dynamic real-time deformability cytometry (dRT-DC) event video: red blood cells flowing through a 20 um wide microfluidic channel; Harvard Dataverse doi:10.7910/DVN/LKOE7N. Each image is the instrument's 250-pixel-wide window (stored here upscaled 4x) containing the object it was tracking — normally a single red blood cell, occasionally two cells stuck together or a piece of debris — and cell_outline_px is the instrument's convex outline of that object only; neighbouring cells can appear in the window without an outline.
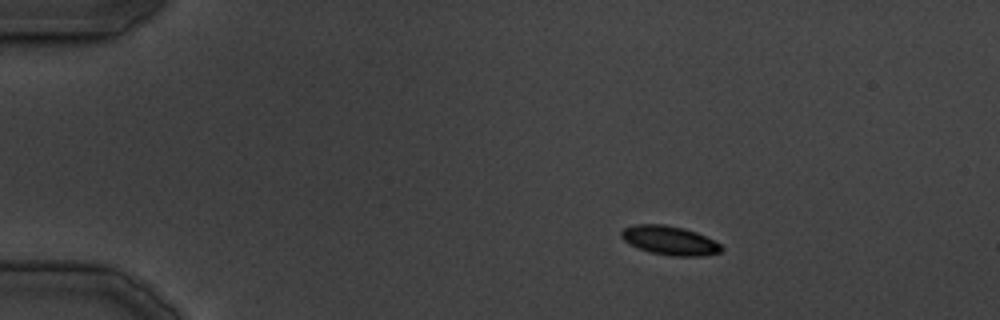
{"species": "common noctule bat (a hibernating species)", "species_latin": "Nyctalus noctula", "temperature_condition": "cold", "stored_images_in_passage": 13, "camera_frame_rate_fps": 3000, "um_per_image_px": 0.085, "animal": {"sex": "male", "body_mass_g": 19.5, "forearm_length_mm": 54.6}, "frame": {"image": 1, "passage_image": 1, "time_ms": 0.0, "image_size_px": [1000, 320], "cell_outline_px": [[724, 248], [720, 252], [708, 256], [672, 256], [652, 252], [640, 248], [624, 240], [620, 236], [620, 232], [624, 228], [632, 224], [664, 224], [684, 228], [696, 232], [720, 244]], "centroid_in_image_um": [56.94, 20.43], "position_along_channel_um": 28.1, "area_um2": 16.82}}
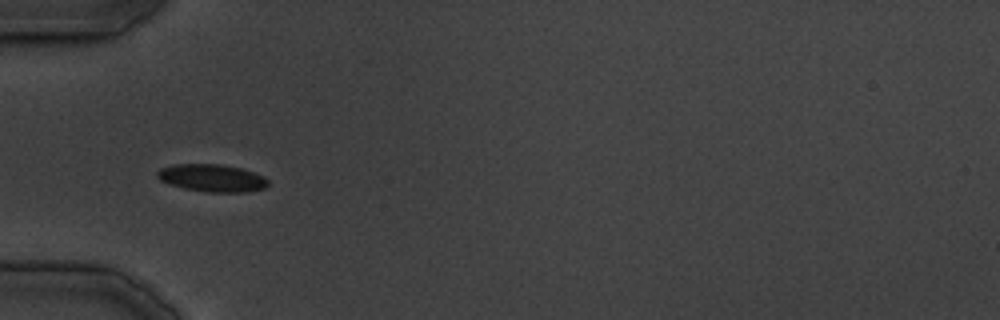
{"frame": {"image": 2, "passage_image": 7, "time_ms": 7.667, "image_size_px": [1000, 320], "cell_outline_px": [[268, 184], [264, 188], [248, 192], [208, 192], [184, 188], [168, 184], [160, 180], [156, 176], [156, 172], [160, 168], [172, 164], [220, 164], [240, 168], [264, 176], [268, 180]], "centroid_in_image_um": [17.99, 15.13], "position_along_channel_um": 67.0, "area_um2": 17.8}}
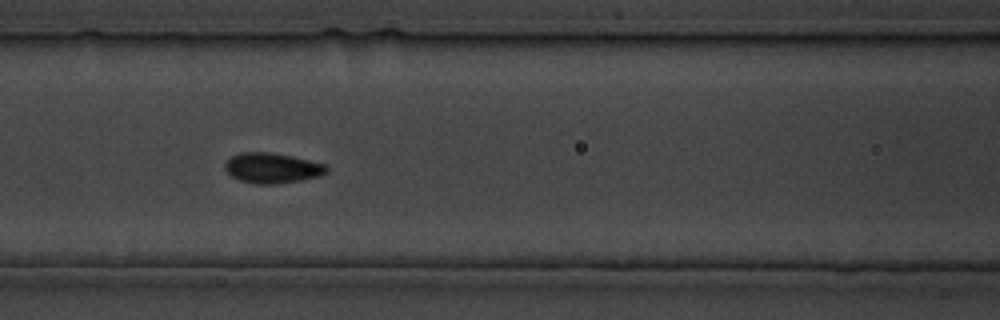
{"frame": {"image": 3, "passage_image": 11, "time_ms": 13.0, "image_size_px": [1000, 320], "cell_outline_px": [[328, 172], [320, 176], [300, 180], [276, 184], [256, 184], [240, 180], [232, 176], [224, 168], [224, 160], [240, 152], [268, 152], [292, 156], [328, 164]], "centroid_in_image_um": [23.14, 14.27], "position_along_channel_um": 143.5, "area_um2": 18.09}}